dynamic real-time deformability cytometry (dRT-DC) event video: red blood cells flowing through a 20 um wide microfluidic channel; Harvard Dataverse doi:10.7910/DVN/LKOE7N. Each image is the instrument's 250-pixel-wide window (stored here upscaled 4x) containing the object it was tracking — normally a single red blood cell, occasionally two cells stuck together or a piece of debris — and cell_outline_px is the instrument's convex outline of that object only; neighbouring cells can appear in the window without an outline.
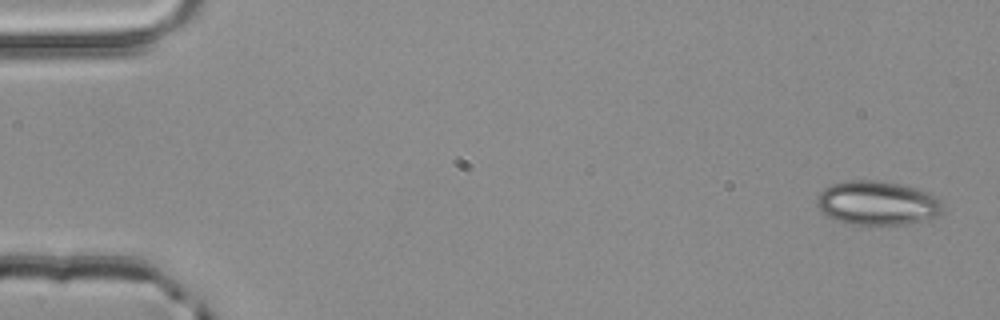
{"species": "common noctule bat (a hibernating species)", "species_latin": "Nyctalus noctula", "temperature_condition": "room temperature", "stored_images_in_passage": 5, "camera_frame_rate_fps": 3000, "um_per_image_px": 0.085, "animal": {"sex": "male", "body_mass_g": 20.4}, "frame": {"image": 1, "passage_image": 1, "time_ms": 0.0, "image_size_px": [1000, 320], "cell_outline_px": [[940, 212], [936, 216], [928, 220], [908, 224], [848, 224], [836, 220], [820, 212], [816, 204], [816, 196], [824, 188], [832, 184], [848, 180], [876, 180], [916, 188], [928, 192], [936, 196], [940, 200]], "centroid_in_image_um": [74.52, 17.26], "position_along_channel_um": 10.5, "area_um2": 32.31}}